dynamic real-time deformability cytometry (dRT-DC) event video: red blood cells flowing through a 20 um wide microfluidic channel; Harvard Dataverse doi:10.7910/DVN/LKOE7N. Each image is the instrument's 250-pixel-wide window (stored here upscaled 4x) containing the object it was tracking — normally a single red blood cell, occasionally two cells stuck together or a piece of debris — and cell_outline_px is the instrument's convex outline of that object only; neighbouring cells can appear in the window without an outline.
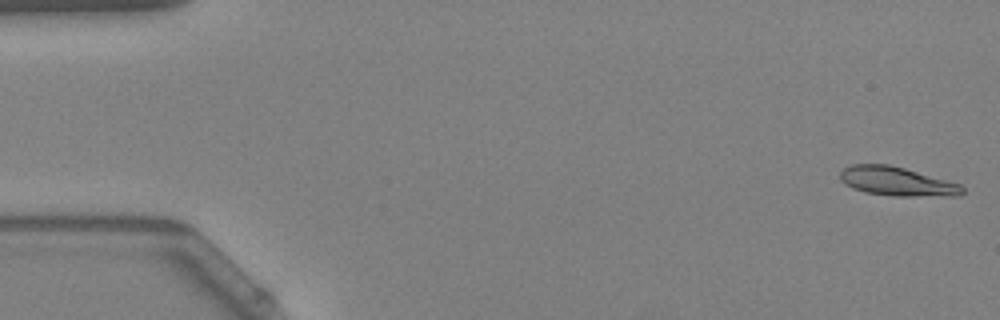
{"species": "Egyptian fruit bat (a non-hibernating species)", "species_latin": "Rousettus aegyptiacus", "temperature_condition": "warm", "stored_images_in_passage": 54, "camera_frame_rate_fps": 3000, "um_per_image_px": 0.085, "animal": {"sex": "female"}, "frame": {"image": 1, "passage_image": 1, "time_ms": 0.0, "image_size_px": [1000, 320], "cell_outline_px": [[964, 192], [956, 196], [896, 196], [864, 192], [852, 188], [844, 184], [840, 180], [840, 172], [844, 168], [852, 164], [888, 164], [904, 168], [960, 184], [964, 188]], "centroid_in_image_um": [76.21, 15.42], "position_along_channel_um": 8.8, "area_um2": 20.58}}
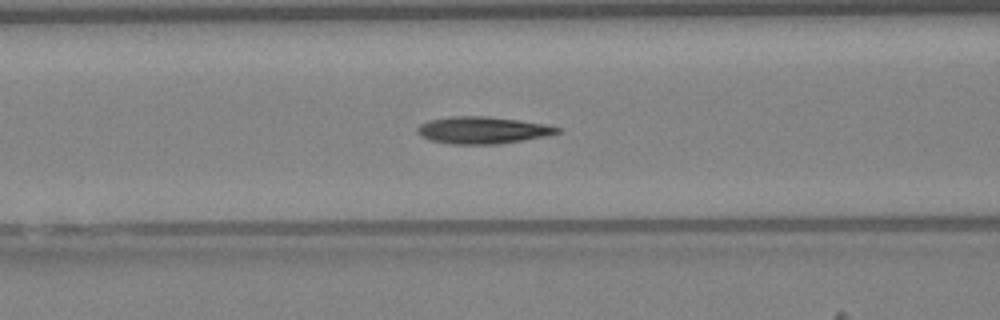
{"frame": {"image": 2, "passage_image": 22, "time_ms": 7.0, "image_size_px": [1000, 320], "cell_outline_px": [[560, 132], [544, 136], [524, 140], [496, 144], [452, 144], [432, 140], [420, 136], [416, 132], [416, 128], [420, 124], [432, 120], [448, 116], [488, 116], [520, 120], [544, 124], [560, 128]], "centroid_in_image_um": [40.99, 11.06], "position_along_channel_um": 125.6, "area_um2": 21.91}}
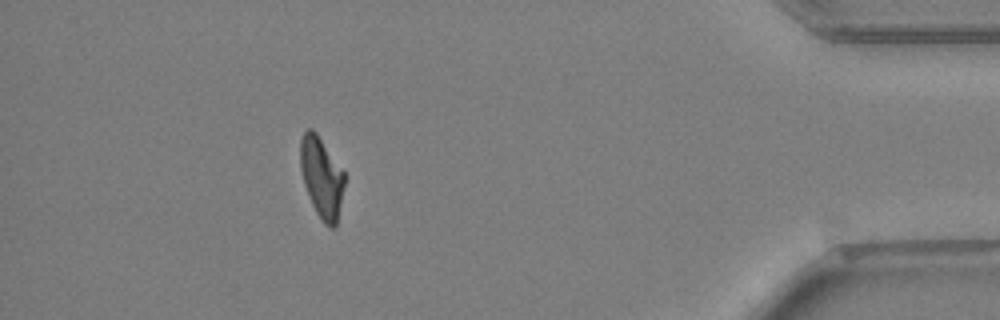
{"frame": {"image": 3, "passage_image": 49, "time_ms": 16.0, "image_size_px": [1000, 320], "cell_outline_px": [[344, 184], [336, 228], [328, 228], [324, 224], [316, 212], [312, 204], [304, 184], [300, 168], [300, 140], [304, 132], [308, 128], [312, 128], [316, 132], [344, 172]], "centroid_in_image_um": [27.32, 15.09], "position_along_channel_um": 407.9, "area_um2": 20.63}, "authors_computed_cell_mechanics": {"area_um2": 21.1548, "velocity_mm_per_s": 3.7277, "shape_relaxation_time_tau1_ms": null, "shape_relaxation_time_tau2_ms": 4.261, "deformation_change_tau1": null, "deformation_change_tau2": 0.1159}}